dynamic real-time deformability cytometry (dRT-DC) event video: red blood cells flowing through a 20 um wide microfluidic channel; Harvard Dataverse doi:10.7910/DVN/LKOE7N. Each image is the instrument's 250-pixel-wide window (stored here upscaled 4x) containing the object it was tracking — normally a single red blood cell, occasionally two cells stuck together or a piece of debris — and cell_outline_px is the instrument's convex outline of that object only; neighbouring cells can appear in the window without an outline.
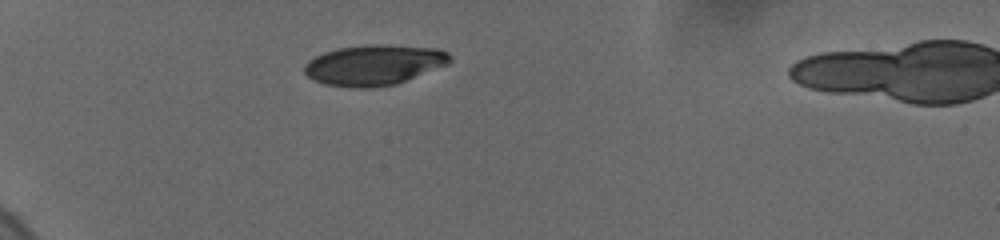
{"species": "human", "species_latin": "Homo sapiens", "temperature_condition": "cold", "stored_images_in_passage": 5, "camera_frame_rate_fps": 3000, "um_per_image_px": 0.085, "donor": {"sex": "female"}, "frame": {"image": 1, "passage_image": 1, "time_ms": 0.0, "image_size_px": [1000, 240], "cell_outline_px": [[452, 60], [448, 64], [396, 84], [368, 88], [348, 88], [324, 84], [312, 80], [304, 72], [304, 64], [308, 60], [324, 52], [336, 48], [368, 44], [388, 44], [436, 48], [448, 52], [452, 56]], "centroid_in_image_um": [31.78, 5.52], "position_along_channel_um": 53.2, "area_um2": 34.68}}